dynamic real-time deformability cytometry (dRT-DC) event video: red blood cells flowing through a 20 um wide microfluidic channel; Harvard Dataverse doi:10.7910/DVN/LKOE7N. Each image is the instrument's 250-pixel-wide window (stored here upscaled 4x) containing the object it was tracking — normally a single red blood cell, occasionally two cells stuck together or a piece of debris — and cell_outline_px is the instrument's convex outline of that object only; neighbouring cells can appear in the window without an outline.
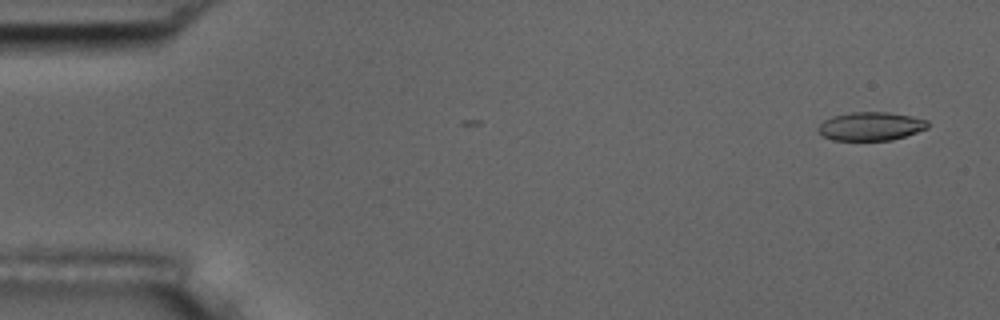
{"species": "common noctule bat (a hibernating species)", "species_latin": "Nyctalus noctula", "temperature_condition": "room temperature", "stored_images_in_passage": 8, "camera_frame_rate_fps": 3000, "um_per_image_px": 0.085, "animal": {"sex": "male", "body_mass_g": 17.5, "forearm_length_mm": 52.3}, "frame": {"image": 1, "passage_image": 1, "time_ms": 0.0, "image_size_px": [1000, 320], "cell_outline_px": [[928, 128], [892, 140], [832, 140], [824, 136], [816, 128], [824, 120], [832, 116], [852, 112], [888, 112], [912, 116], [928, 120]], "centroid_in_image_um": [74.01, 10.73], "position_along_channel_um": 11.0, "area_um2": 18.15}}
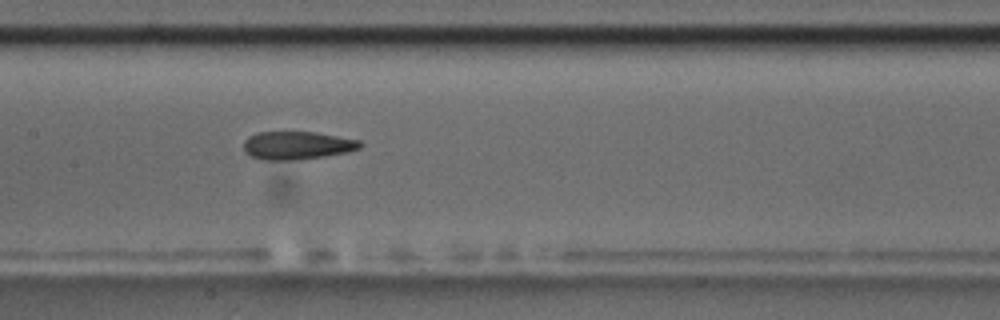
{"frame": {"image": 2, "passage_image": 8, "time_ms": 8.0, "image_size_px": [1000, 320], "cell_outline_px": [[364, 144], [360, 148], [348, 152], [324, 156], [288, 160], [260, 160], [244, 152], [244, 140], [248, 136], [256, 132], [312, 132], [360, 140]], "centroid_in_image_um": [25.23, 12.36], "position_along_channel_um": 182.2, "area_um2": 19.02}}